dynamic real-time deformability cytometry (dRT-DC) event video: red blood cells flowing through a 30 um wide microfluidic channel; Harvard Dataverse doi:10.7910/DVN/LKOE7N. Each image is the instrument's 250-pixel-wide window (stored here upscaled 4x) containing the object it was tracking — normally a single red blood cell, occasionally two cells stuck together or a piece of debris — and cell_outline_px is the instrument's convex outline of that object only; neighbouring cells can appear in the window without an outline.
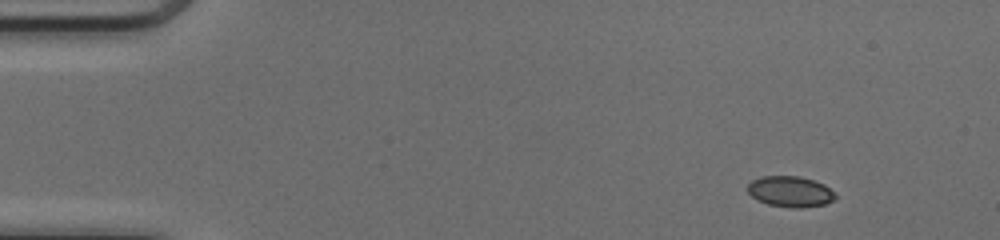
{"species": "common noctule bat (a hibernating species)", "species_latin": "Nyctalus noctula", "temperature_condition": "cold", "stored_images_in_passage": 46, "camera_frame_rate_fps": 3000, "um_per_image_px": 0.085, "animal": {"sex": "female", "body_mass_g": 17.0, "forearm_length_mm": 48.0}, "frame": {"image": 1, "passage_image": 1, "time_ms": 0.0, "image_size_px": [1000, 240], "cell_outline_px": [[836, 200], [824, 204], [800, 208], [792, 208], [768, 204], [756, 200], [748, 192], [748, 184], [752, 180], [760, 176], [800, 176], [824, 184], [836, 196]], "centroid_in_image_um": [67.15, 16.28], "position_along_channel_um": 17.8, "area_um2": 15.72}}
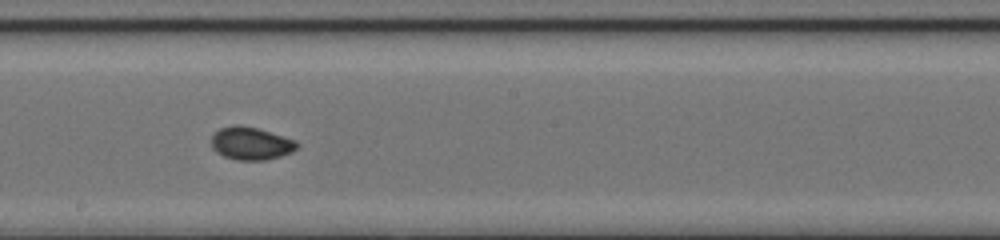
{"frame": {"image": 2, "passage_image": 24, "time_ms": 7.667, "image_size_px": [1000, 240], "cell_outline_px": [[300, 144], [292, 152], [280, 156], [264, 160], [236, 160], [224, 156], [216, 152], [212, 148], [212, 136], [220, 128], [232, 124], [236, 124], [256, 128], [296, 140]], "centroid_in_image_um": [21.32, 12.19], "position_along_channel_um": 226.9, "area_um2": 16.3}}
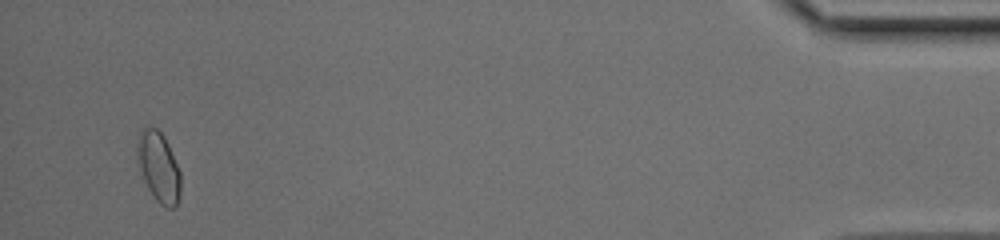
{"frame": {"image": 3, "passage_image": 44, "time_ms": 14.333, "image_size_px": [1000, 240], "cell_outline_px": [[180, 192], [176, 204], [172, 208], [168, 208], [160, 204], [156, 200], [148, 188], [144, 180], [140, 168], [136, 148], [136, 144], [140, 132], [144, 128], [156, 128], [164, 136], [168, 144], [180, 172]], "centroid_in_image_um": [13.48, 14.19], "position_along_channel_um": 421.7, "area_um2": 17.34}, "authors_computed_cell_mechanics": {"area_um2": 15.8372, "velocity_mm_per_s": 4.1385, "shape_relaxation_time_tau1_ms": 2.6219, "shape_relaxation_time_tau2_ms": 1.1164, "deformation_change_tau1": 0.0638, "deformation_change_tau2": 0.0365}}